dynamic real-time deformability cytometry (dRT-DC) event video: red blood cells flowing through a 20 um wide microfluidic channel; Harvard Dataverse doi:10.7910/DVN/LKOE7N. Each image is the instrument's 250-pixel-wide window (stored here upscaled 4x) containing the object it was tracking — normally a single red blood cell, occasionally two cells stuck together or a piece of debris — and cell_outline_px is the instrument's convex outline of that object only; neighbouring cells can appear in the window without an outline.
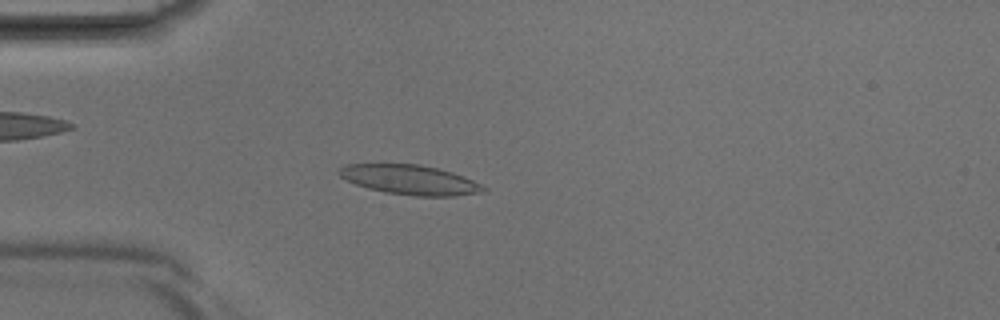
{"species": "Egyptian fruit bat (a non-hibernating species)", "species_latin": "Rousettus aegyptiacus", "temperature_condition": "room temperature", "stored_images_in_passage": 39, "camera_frame_rate_fps": 3000, "um_per_image_px": 0.085, "animal": {"sex": "male"}, "frame": {"image": 1, "passage_image": 10, "time_ms": 3.0, "image_size_px": [1000, 320], "cell_outline_px": [[488, 188], [480, 192], [452, 196], [416, 196], [384, 192], [368, 188], [356, 184], [340, 176], [336, 172], [340, 168], [348, 164], [420, 164], [452, 172], [464, 176]], "centroid_in_image_um": [34.83, 15.28], "position_along_channel_um": 50.2, "area_um2": 24.68}}
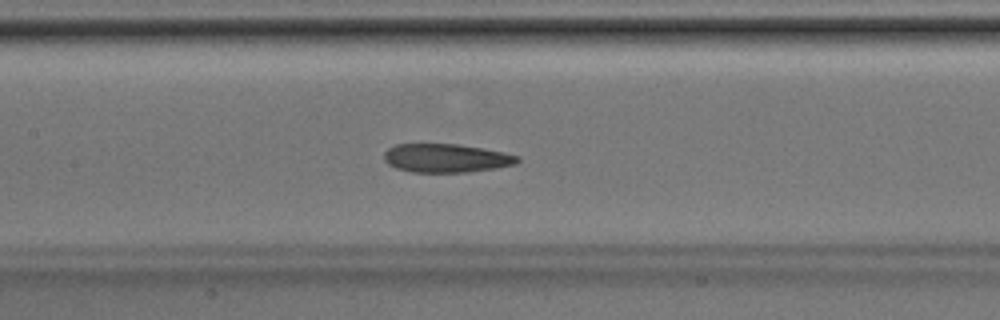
{"frame": {"image": 2, "passage_image": 18, "time_ms": 5.667, "image_size_px": [1000, 320], "cell_outline_px": [[520, 160], [516, 164], [468, 172], [412, 172], [396, 168], [388, 164], [384, 160], [384, 152], [388, 148], [396, 144], [456, 144], [504, 152], [520, 156]], "centroid_in_image_um": [37.9, 13.44], "position_along_channel_um": 169.5, "area_um2": 22.14}}
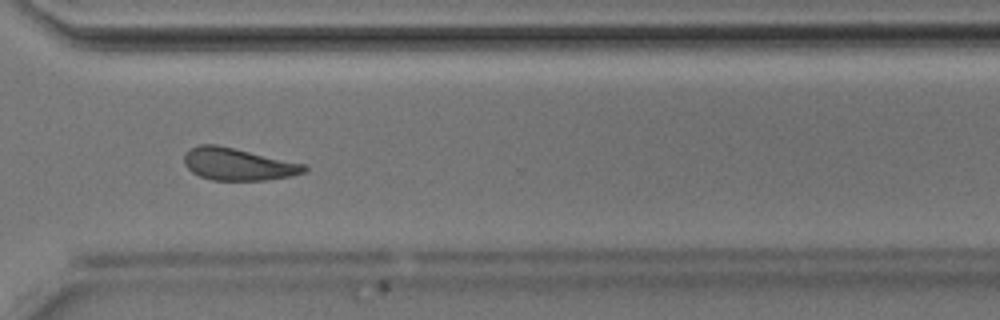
{"frame": {"image": 3, "passage_image": 29, "time_ms": 9.333, "image_size_px": [1000, 320], "cell_outline_px": [[308, 168], [304, 172], [288, 176], [264, 180], [212, 180], [200, 176], [192, 172], [184, 164], [184, 152], [188, 148], [200, 144], [216, 144], [304, 164]], "centroid_in_image_um": [20.15, 13.94], "position_along_channel_um": 350.4, "area_um2": 22.37}}